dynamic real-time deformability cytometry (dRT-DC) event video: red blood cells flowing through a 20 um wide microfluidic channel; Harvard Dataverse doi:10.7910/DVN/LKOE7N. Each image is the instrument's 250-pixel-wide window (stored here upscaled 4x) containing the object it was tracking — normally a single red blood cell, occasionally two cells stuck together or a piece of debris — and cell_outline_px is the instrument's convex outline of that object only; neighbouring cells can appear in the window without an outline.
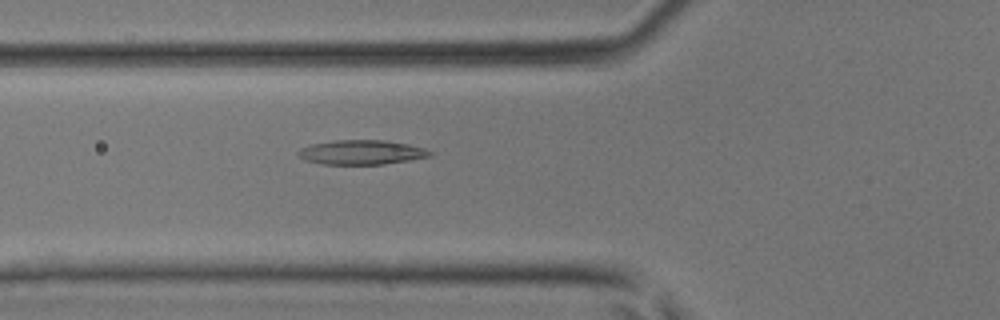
{"species": "common noctule bat (a hibernating species)", "species_latin": "Nyctalus noctula", "temperature_condition": "room temperature", "stored_images_in_passage": 32, "camera_frame_rate_fps": 3000, "um_per_image_px": 0.085, "animal": {"sex": "male", "body_mass_g": 17.9, "forearm_length_mm": 54.2}, "frame": {"image": 1, "passage_image": 4, "time_ms": 1.0, "image_size_px": [1000, 320], "cell_outline_px": [[432, 156], [384, 164], [320, 164], [304, 160], [296, 152], [300, 148], [312, 144], [332, 140], [388, 140], [408, 144], [424, 148], [432, 152]], "centroid_in_image_um": [30.71, 12.94], "position_along_channel_um": 95.1, "area_um2": 18.84}}
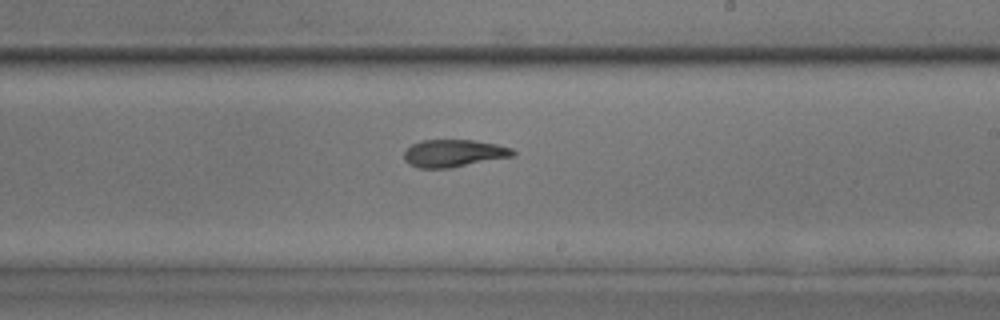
{"frame": {"image": 2, "passage_image": 14, "time_ms": 4.333, "image_size_px": [1000, 320], "cell_outline_px": [[516, 156], [452, 168], [416, 168], [408, 164], [404, 160], [404, 152], [412, 144], [420, 140], [472, 140], [496, 144], [512, 148], [516, 152]], "centroid_in_image_um": [38.58, 13.04], "position_along_channel_um": 250.4, "area_um2": 17.69}}
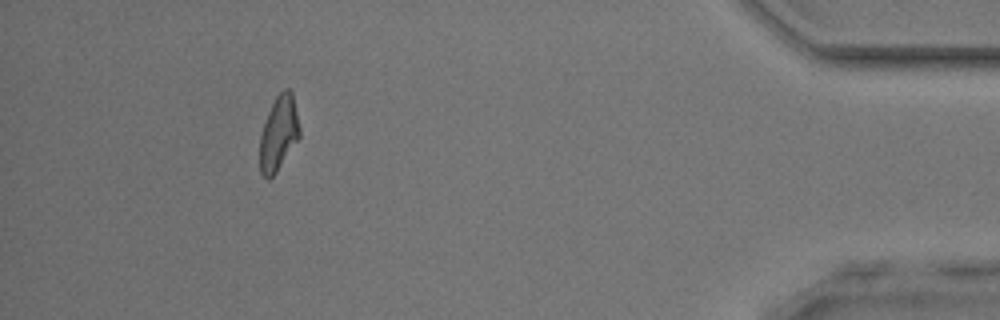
{"frame": {"image": 3, "passage_image": 28, "time_ms": 9.0, "image_size_px": [1000, 320], "cell_outline_px": [[300, 136], [276, 172], [268, 180], [260, 172], [260, 136], [268, 112], [276, 96], [284, 88], [288, 88], [292, 92], [300, 128]], "centroid_in_image_um": [23.69, 11.32], "position_along_channel_um": 411.5, "area_um2": 17.05}}